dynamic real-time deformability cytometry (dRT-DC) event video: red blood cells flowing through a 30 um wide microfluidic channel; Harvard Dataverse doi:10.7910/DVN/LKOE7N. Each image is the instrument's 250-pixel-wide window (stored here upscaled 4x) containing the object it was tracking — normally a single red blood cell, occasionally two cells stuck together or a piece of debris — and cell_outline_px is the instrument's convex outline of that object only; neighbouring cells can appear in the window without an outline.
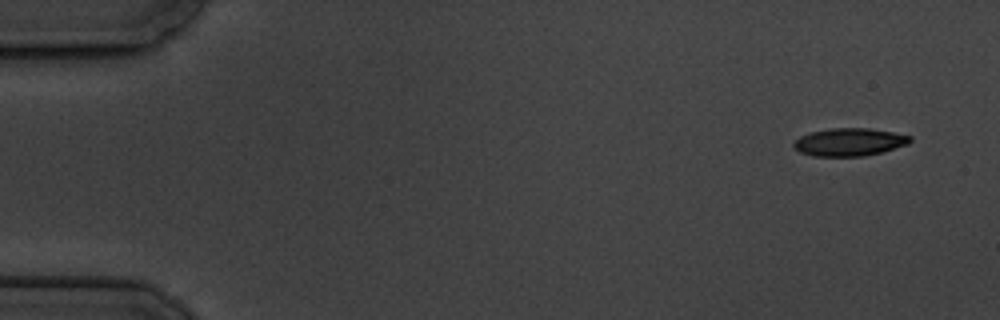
{"species": "common noctule bat (a hibernating species)", "species_latin": "Nyctalus noctula", "temperature_condition": "cold", "stored_images_in_passage": 5, "camera_frame_rate_fps": 3000, "um_per_image_px": 0.085, "animal": {"sex": "male", "body_mass_g": 19.5, "forearm_length_mm": 54.6}, "frame": {"image": 1, "passage_image": 1, "time_ms": 0.0, "image_size_px": [1000, 320], "cell_outline_px": [[912, 140], [908, 144], [884, 152], [864, 156], [812, 156], [800, 152], [792, 148], [792, 144], [800, 136], [812, 132], [832, 128], [868, 128], [892, 132], [912, 136]], "centroid_in_image_um": [72.2, 12.08], "position_along_channel_um": 12.8, "area_um2": 18.96}}
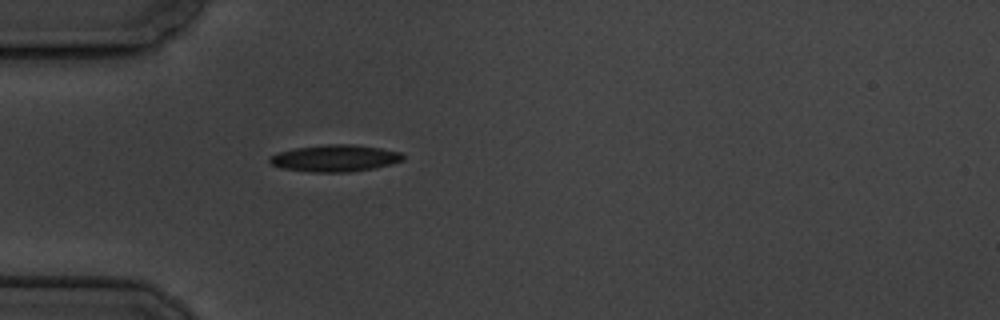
{"frame": {"image": 2, "passage_image": 5, "time_ms": 4.667, "image_size_px": [1000, 320], "cell_outline_px": [[404, 160], [392, 164], [376, 168], [352, 172], [308, 172], [280, 168], [272, 164], [268, 160], [268, 156], [280, 152], [296, 148], [328, 144], [352, 144], [380, 148], [400, 152], [404, 156]], "centroid_in_image_um": [28.48, 13.46], "position_along_channel_um": 56.5, "area_um2": 20.98}}